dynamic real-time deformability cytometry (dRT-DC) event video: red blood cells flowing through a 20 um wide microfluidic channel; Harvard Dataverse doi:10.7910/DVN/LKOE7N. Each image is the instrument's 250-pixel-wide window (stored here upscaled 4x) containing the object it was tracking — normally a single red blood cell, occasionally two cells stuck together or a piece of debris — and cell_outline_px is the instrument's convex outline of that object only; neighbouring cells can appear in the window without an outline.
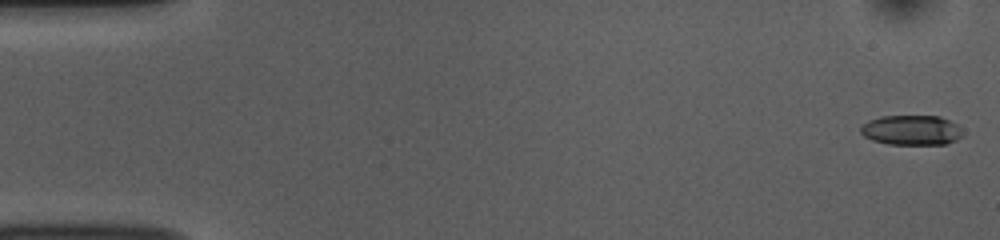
{"species": "common noctule bat (a hibernating species)", "species_latin": "Nyctalus noctula", "temperature_condition": "room temperature", "stored_images_in_passage": 53, "camera_frame_rate_fps": 3000, "um_per_image_px": 0.085, "animal": {"sex": "female", "body_mass_g": 10.0, "forearm_length_mm": 53.1}, "frame": {"image": 1, "passage_image": 1, "time_ms": 0.0, "image_size_px": [1000, 240], "cell_outline_px": [[960, 136], [956, 140], [944, 144], [888, 144], [872, 140], [864, 136], [860, 132], [860, 128], [868, 120], [880, 116], [940, 116], [956, 124]], "centroid_in_image_um": [77.4, 11.06], "position_along_channel_um": 7.6, "area_um2": 17.51}}
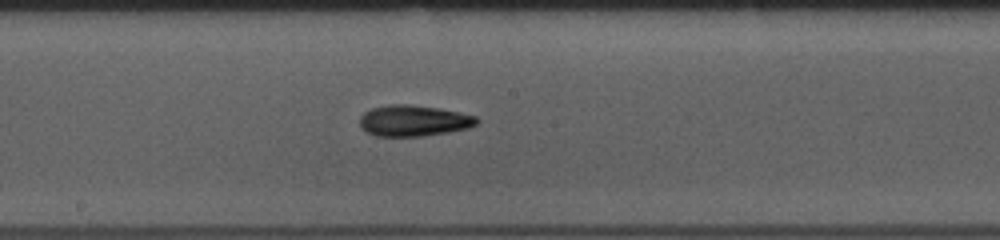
{"frame": {"image": 2, "passage_image": 28, "time_ms": 9.0, "image_size_px": [1000, 240], "cell_outline_px": [[480, 120], [476, 124], [468, 128], [448, 132], [424, 136], [376, 136], [360, 128], [360, 116], [364, 112], [372, 108], [388, 104], [408, 104], [436, 108], [476, 116]], "centroid_in_image_um": [35.13, 10.26], "position_along_channel_um": 213.1, "area_um2": 21.1}}
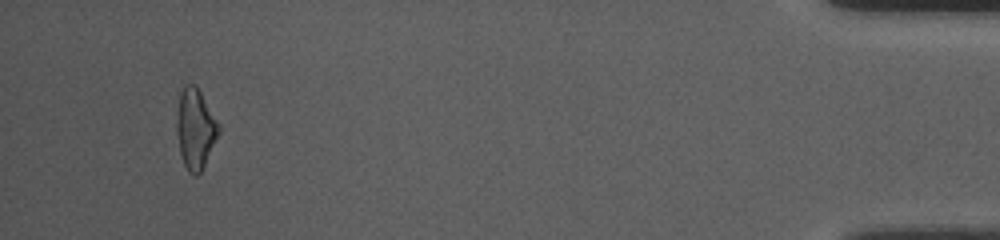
{"frame": {"image": 3, "passage_image": 50, "time_ms": 16.333, "image_size_px": [1000, 240], "cell_outline_px": [[220, 132], [200, 172], [196, 176], [188, 172], [184, 164], [180, 152], [176, 132], [176, 120], [180, 92], [184, 84], [196, 84], [220, 124]], "centroid_in_image_um": [16.6, 10.91], "position_along_channel_um": 418.6, "area_um2": 19.65}, "authors_computed_cell_mechanics": {"area_um2": 19.1896, "velocity_mm_per_s": 3.802, "shape_relaxation_time_tau1_ms": 4.022, "shape_relaxation_time_tau2_ms": null, "deformation_change_tau1": 0.1407, "deformation_change_tau2": null}}